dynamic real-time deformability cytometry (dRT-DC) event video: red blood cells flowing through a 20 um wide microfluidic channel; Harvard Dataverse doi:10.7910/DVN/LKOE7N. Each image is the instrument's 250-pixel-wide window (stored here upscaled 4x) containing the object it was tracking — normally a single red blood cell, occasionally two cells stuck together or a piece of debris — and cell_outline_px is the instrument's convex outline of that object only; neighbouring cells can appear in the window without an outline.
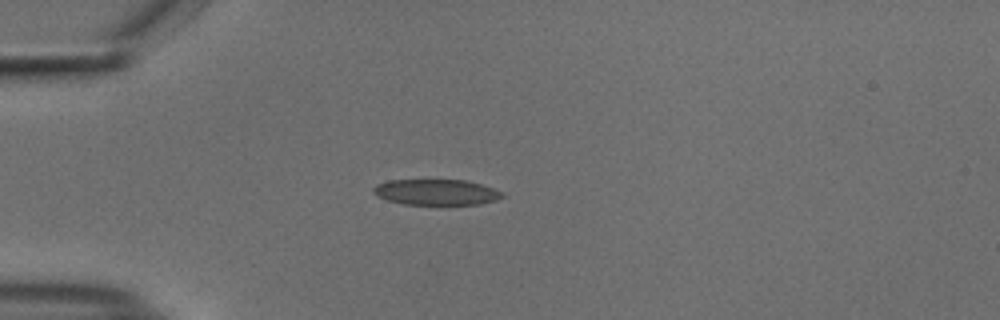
{"species": "common noctule bat (a hibernating species)", "species_latin": "Nyctalus noctula", "temperature_condition": "cold", "stored_images_in_passage": 40, "camera_frame_rate_fps": 3000, "um_per_image_px": 0.085, "animal": {"sex": "male", "body_mass_g": 18.8}, "frame": {"image": 1, "passage_image": 1, "time_ms": 0.0, "image_size_px": [1000, 320], "cell_outline_px": [[504, 196], [496, 200], [480, 204], [404, 204], [388, 200], [372, 192], [372, 188], [376, 184], [388, 180], [464, 180], [480, 184], [504, 192]], "centroid_in_image_um": [37.08, 16.33], "position_along_channel_um": 47.9, "area_um2": 19.19}}
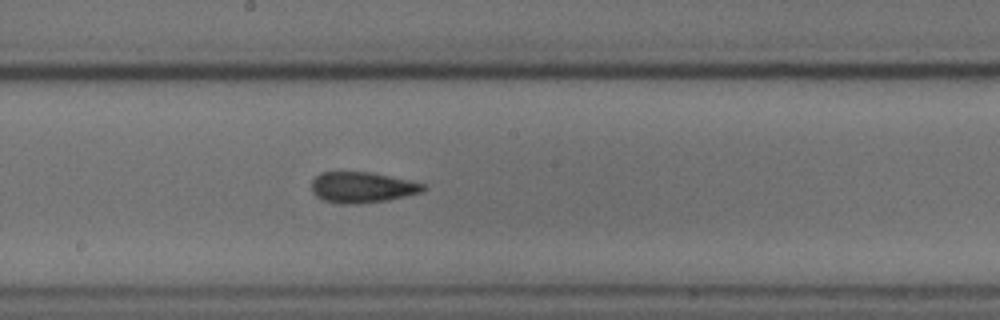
{"frame": {"image": 2, "passage_image": 16, "time_ms": 5.0, "image_size_px": [1000, 320], "cell_outline_px": [[428, 188], [424, 192], [388, 200], [360, 204], [340, 204], [324, 200], [316, 196], [312, 192], [312, 180], [320, 172], [372, 172], [412, 180], [424, 184]], "centroid_in_image_um": [30.83, 15.92], "position_along_channel_um": 217.4, "area_um2": 20.4}}
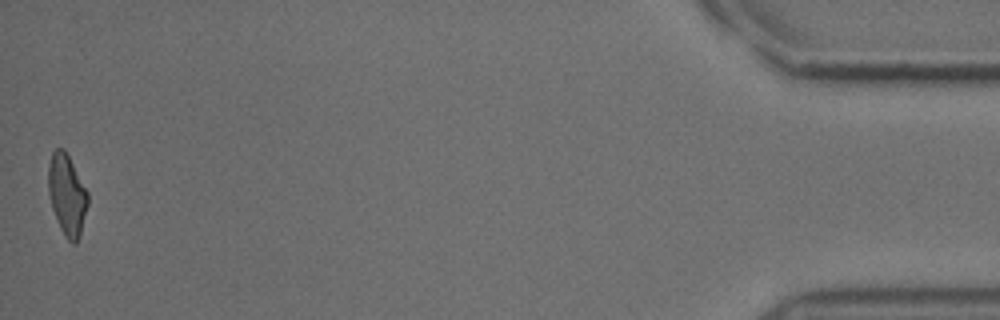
{"frame": {"image": 3, "passage_image": 40, "time_ms": 13.0, "image_size_px": [1000, 320], "cell_outline_px": [[88, 204], [80, 236], [76, 244], [72, 244], [64, 236], [60, 228], [52, 208], [48, 192], [48, 168], [52, 152], [56, 148], [64, 148], [88, 192]], "centroid_in_image_um": [5.69, 16.58], "position_along_channel_um": 429.5, "area_um2": 18.67}, "authors_computed_cell_mechanics": {"area_um2": 19.5942, "velocity_mm_per_s": 3.7408, "shape_relaxation_time_tau1_ms": null, "shape_relaxation_time_tau2_ms": 2.4517, "deformation_change_tau1": null, "deformation_change_tau2": 0.0807}}